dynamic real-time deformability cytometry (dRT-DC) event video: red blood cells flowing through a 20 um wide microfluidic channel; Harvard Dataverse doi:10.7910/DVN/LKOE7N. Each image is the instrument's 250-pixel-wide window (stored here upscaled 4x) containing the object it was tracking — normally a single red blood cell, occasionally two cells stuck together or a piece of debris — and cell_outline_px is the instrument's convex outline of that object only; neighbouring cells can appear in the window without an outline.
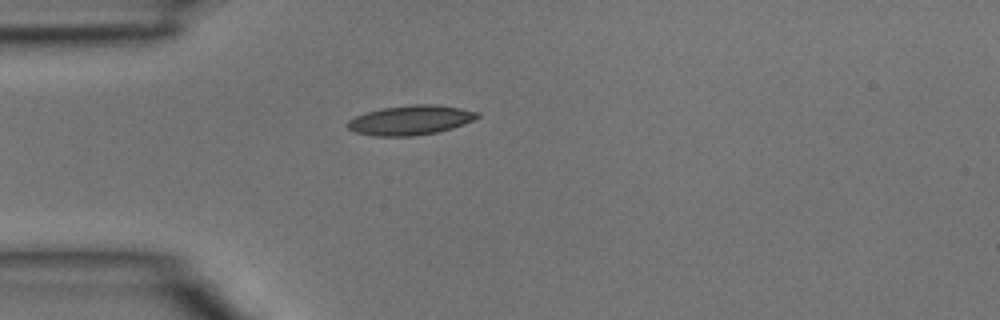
{"species": "common noctule bat (a hibernating species)", "species_latin": "Nyctalus noctula", "temperature_condition": "room temperature", "stored_images_in_passage": 1, "camera_frame_rate_fps": 3000, "um_per_image_px": 0.085, "animal": {"sex": "male", "body_mass_g": 15.6}, "frame": {"image": 1, "passage_image": 1, "time_ms": 0.0, "image_size_px": [1000, 320], "cell_outline_px": [[480, 116], [464, 124], [452, 128], [436, 132], [412, 136], [376, 136], [356, 132], [348, 128], [344, 124], [348, 120], [356, 116], [380, 108], [412, 104], [436, 104], [460, 108], [480, 112]], "centroid_in_image_um": [34.89, 10.2], "position_along_channel_um": 50.1, "area_um2": 22.37}}